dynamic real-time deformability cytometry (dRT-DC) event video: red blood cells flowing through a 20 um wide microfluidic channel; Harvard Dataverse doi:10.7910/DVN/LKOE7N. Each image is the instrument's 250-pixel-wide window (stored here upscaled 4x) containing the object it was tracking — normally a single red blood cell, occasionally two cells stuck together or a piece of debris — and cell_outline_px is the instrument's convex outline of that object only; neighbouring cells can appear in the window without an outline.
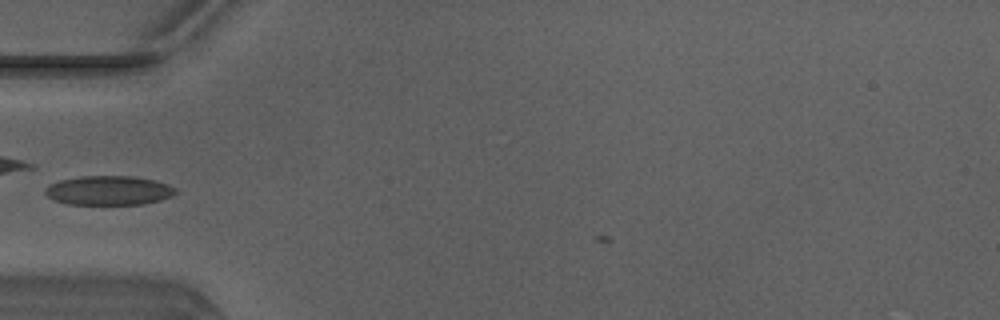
{"species": "Egyptian fruit bat (a non-hibernating species)", "species_latin": "Rousettus aegyptiacus", "temperature_condition": "warm", "stored_images_in_passage": 23, "camera_frame_rate_fps": 3000, "um_per_image_px": 0.085, "animal": {"sex": "male"}, "frame": {"image": 1, "passage_image": 2, "time_ms": 0.333, "image_size_px": [1000, 320], "cell_outline_px": [[176, 192], [172, 196], [160, 200], [144, 204], [68, 204], [52, 200], [44, 192], [44, 188], [48, 184], [60, 180], [80, 176], [132, 176], [156, 180], [168, 184], [176, 188]], "centroid_in_image_um": [9.22, 16.18], "position_along_channel_um": 75.8, "area_um2": 22.43}, "authors_computed_cell_mechanics": {"area_um2": 21.3282, "velocity_mm_per_s": 4.1126, "shape_relaxation_time_tau1_ms": 2.861, "shape_relaxation_time_tau2_ms": 1.9469, "deformation_change_tau1": 0.1122, "deformation_change_tau2": 0.0793}}